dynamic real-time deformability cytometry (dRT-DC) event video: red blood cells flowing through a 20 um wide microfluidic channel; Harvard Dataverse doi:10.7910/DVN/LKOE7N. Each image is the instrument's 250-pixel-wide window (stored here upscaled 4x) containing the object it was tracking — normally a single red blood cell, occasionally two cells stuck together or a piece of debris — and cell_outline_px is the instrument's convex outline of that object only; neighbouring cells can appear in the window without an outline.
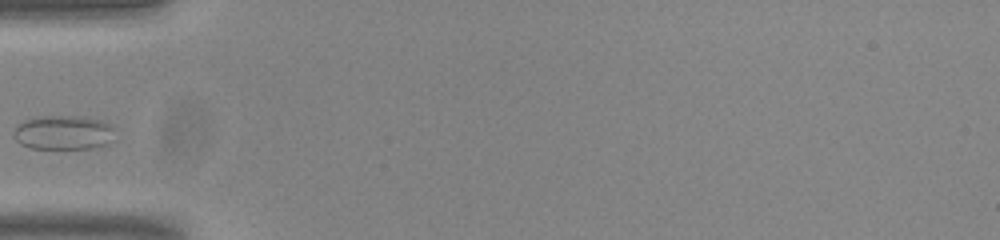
{"species": "common noctule bat (a hibernating species)", "species_latin": "Nyctalus noctula", "temperature_condition": "room temperature", "stored_images_in_passage": 35, "camera_frame_rate_fps": 3000, "um_per_image_px": 0.085, "animal": {"sex": "male", "body_mass_g": 20.0, "forearm_length_mm": 53.3}, "frame": {"image": 1, "passage_image": 1, "time_ms": 0.0, "image_size_px": [1000, 240], "cell_outline_px": [[116, 128], [112, 140], [104, 144], [92, 148], [32, 148], [20, 144], [12, 136], [12, 132], [16, 124], [24, 120], [36, 116], [84, 116], [104, 120], [112, 124]], "centroid_in_image_um": [5.39, 11.24], "position_along_channel_um": 79.6, "area_um2": 20.69}}
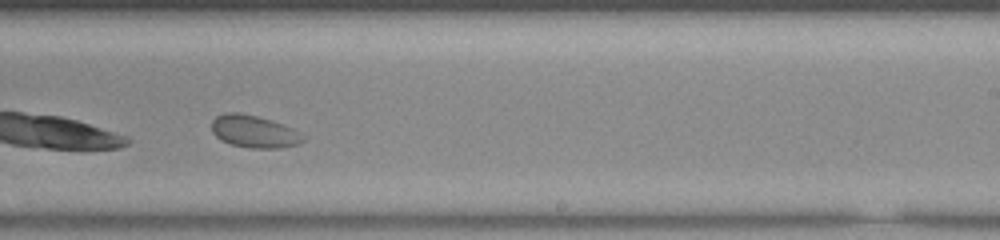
{"frame": {"image": 2, "passage_image": 16, "time_ms": 5.0, "image_size_px": [1000, 240], "cell_outline_px": [[304, 140], [296, 144], [280, 148], [248, 148], [232, 144], [220, 140], [212, 132], [212, 120], [216, 116], [224, 112], [240, 112], [272, 120], [292, 128], [304, 136]], "centroid_in_image_um": [21.56, 11.17], "position_along_channel_um": 267.4, "area_um2": 17.22}}